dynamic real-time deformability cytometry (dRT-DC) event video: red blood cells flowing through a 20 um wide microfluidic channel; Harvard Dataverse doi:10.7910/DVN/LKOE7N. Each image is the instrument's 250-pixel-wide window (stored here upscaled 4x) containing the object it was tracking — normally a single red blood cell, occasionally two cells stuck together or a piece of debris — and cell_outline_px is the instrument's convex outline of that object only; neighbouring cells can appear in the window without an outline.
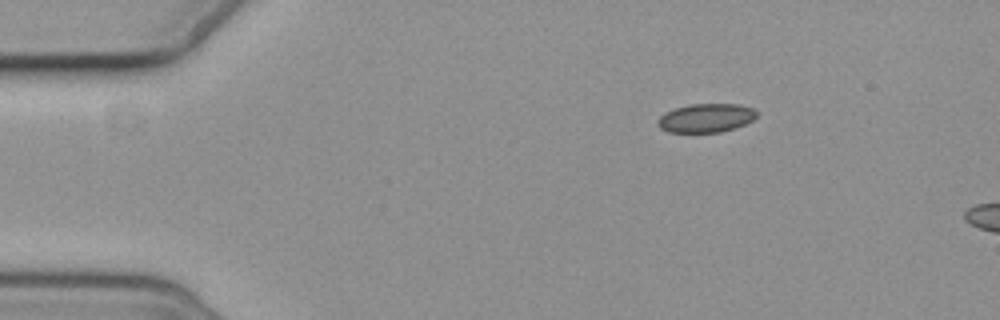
{"species": "common noctule bat (a hibernating species)", "species_latin": "Nyctalus noctula", "temperature_condition": "cold", "stored_images_in_passage": 3, "camera_frame_rate_fps": 3000, "um_per_image_px": 0.085, "animal": {"sex": "female", "body_mass_g": 19.3, "forearm_length_mm": 54.1}, "frame": {"image": 1, "passage_image": 1, "time_ms": 0.0, "image_size_px": [1000, 320], "cell_outline_px": [[756, 116], [752, 120], [744, 124], [720, 132], [668, 132], [660, 128], [656, 124], [656, 120], [660, 116], [676, 108], [692, 104], [740, 104], [752, 108], [756, 112]], "centroid_in_image_um": [59.98, 10.03], "position_along_channel_um": 25.0, "area_um2": 16.36}}